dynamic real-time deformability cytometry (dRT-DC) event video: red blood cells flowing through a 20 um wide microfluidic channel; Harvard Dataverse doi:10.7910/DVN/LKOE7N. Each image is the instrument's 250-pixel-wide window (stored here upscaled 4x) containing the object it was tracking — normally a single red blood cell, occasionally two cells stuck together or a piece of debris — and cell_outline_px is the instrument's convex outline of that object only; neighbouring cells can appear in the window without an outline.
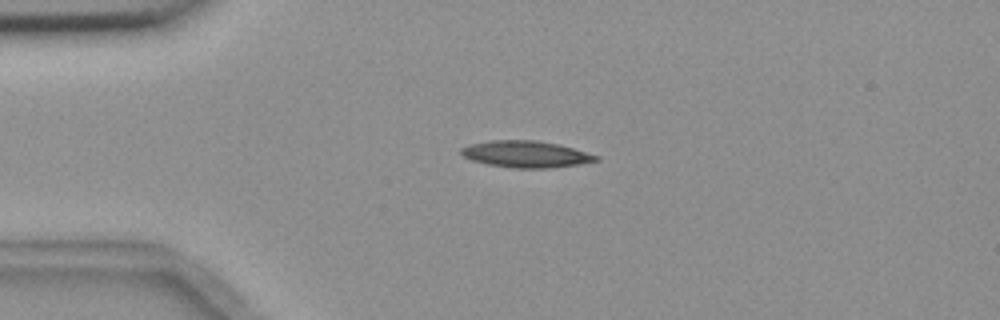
{"species": "common noctule bat (a hibernating species)", "species_latin": "Nyctalus noctula", "temperature_condition": "room temperature", "stored_images_in_passage": 5, "camera_frame_rate_fps": 3000, "um_per_image_px": 0.085, "animal": {"sex": "female", "body_mass_g": 18.4}, "frame": {"image": 1, "passage_image": 3, "time_ms": 2.333, "image_size_px": [1000, 320], "cell_outline_px": [[600, 160], [576, 164], [548, 168], [512, 168], [488, 164], [472, 160], [464, 156], [460, 152], [460, 148], [472, 144], [492, 140], [536, 140], [556, 144], [572, 148], [600, 156]], "centroid_in_image_um": [44.69, 13.1], "position_along_channel_um": 40.3, "area_um2": 20.63}}